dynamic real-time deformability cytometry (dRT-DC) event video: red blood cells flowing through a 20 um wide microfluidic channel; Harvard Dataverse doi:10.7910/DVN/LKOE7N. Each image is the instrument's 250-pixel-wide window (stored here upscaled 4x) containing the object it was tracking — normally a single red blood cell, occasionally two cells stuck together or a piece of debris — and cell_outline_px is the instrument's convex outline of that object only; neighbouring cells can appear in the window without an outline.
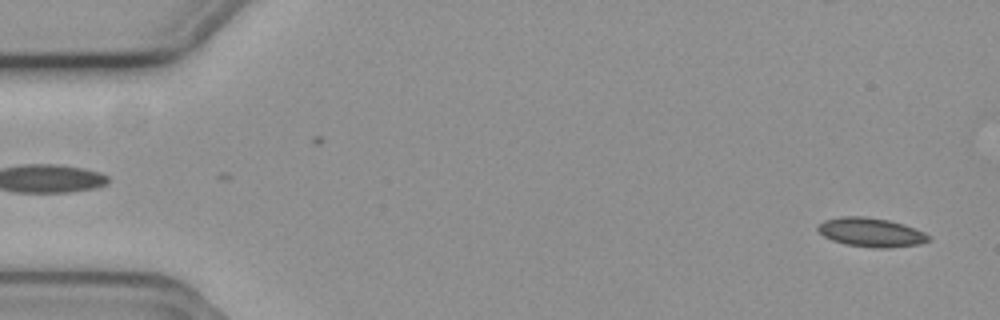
{"species": "common noctule bat (a hibernating species)", "species_latin": "Nyctalus noctula", "temperature_condition": "cold", "stored_images_in_passage": 58, "camera_frame_rate_fps": 3000, "um_per_image_px": 0.085, "animal": {"sex": "female", "body_mass_g": 19.3, "forearm_length_mm": 54.1}, "frame": {"image": 1, "passage_image": 3, "time_ms": 0.667, "image_size_px": [1000, 320], "cell_outline_px": [[932, 240], [920, 244], [888, 248], [872, 248], [844, 244], [832, 240], [824, 236], [816, 228], [824, 220], [844, 216], [864, 216], [888, 220], [904, 224], [924, 232], [932, 236]], "centroid_in_image_um": [74.08, 19.76], "position_along_channel_um": 10.9, "area_um2": 18.84}}
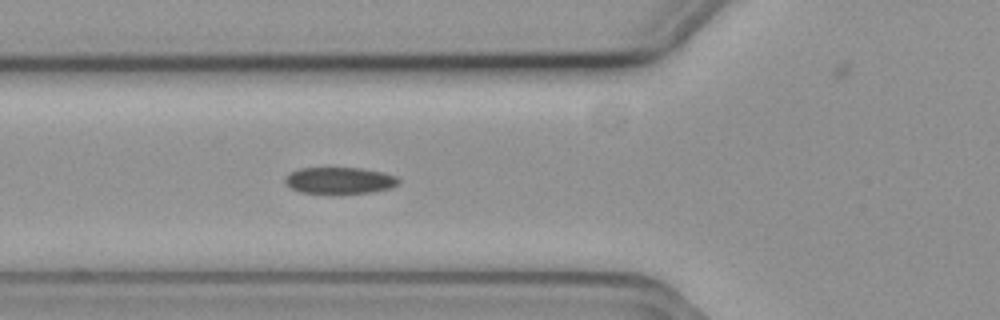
{"frame": {"image": 2, "passage_image": 21, "time_ms": 6.667, "image_size_px": [1000, 320], "cell_outline_px": [[400, 184], [392, 188], [372, 192], [332, 196], [300, 192], [284, 184], [284, 176], [300, 168], [360, 168], [384, 172], [396, 176], [400, 180]], "centroid_in_image_um": [28.87, 15.38], "position_along_channel_um": 96.9, "area_um2": 18.44}}
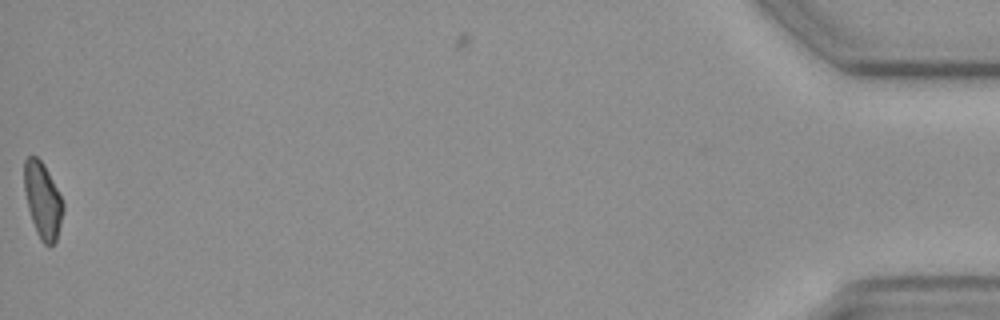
{"frame": {"image": 3, "passage_image": 57, "time_ms": 18.667, "image_size_px": [1000, 320], "cell_outline_px": [[64, 208], [56, 240], [52, 244], [44, 244], [40, 240], [36, 232], [28, 208], [24, 188], [24, 160], [28, 156], [36, 156], [44, 164], [64, 204]], "centroid_in_image_um": [3.61, 17.01], "position_along_channel_um": 431.6, "area_um2": 16.88}, "authors_computed_cell_mechanics": {"area_um2": 18.2648, "velocity_mm_per_s": 3.6796, "shape_relaxation_time_tau1_ms": 7.1925, "shape_relaxation_time_tau2_ms": 8.8932, "deformation_change_tau1": 0.1315, "deformation_change_tau2": 0.1543}}